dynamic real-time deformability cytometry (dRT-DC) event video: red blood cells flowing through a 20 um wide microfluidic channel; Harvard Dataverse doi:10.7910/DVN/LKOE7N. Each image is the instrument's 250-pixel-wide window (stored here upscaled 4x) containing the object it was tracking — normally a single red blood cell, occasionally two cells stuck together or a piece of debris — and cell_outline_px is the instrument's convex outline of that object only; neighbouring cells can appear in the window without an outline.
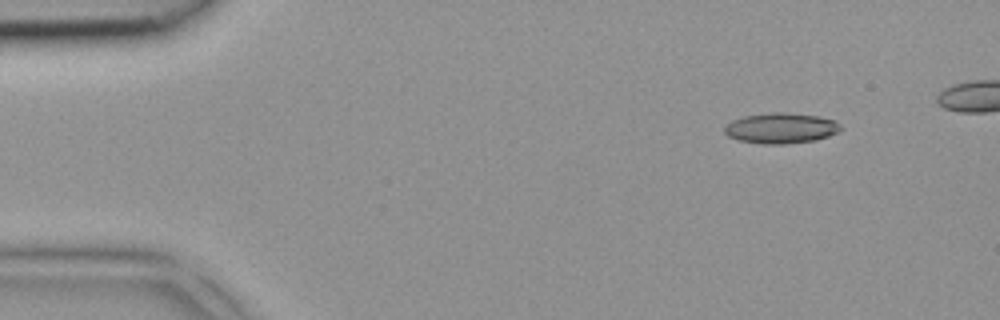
{"species": "common noctule bat (a hibernating species)", "species_latin": "Nyctalus noctula", "temperature_condition": "room temperature", "stored_images_in_passage": 5, "camera_frame_rate_fps": 3000, "um_per_image_px": 0.085, "animal": {"sex": "female", "body_mass_g": 18.4}, "frame": {"image": 1, "passage_image": 2, "time_ms": 0.333, "image_size_px": [1000, 320], "cell_outline_px": [[844, 128], [828, 136], [816, 140], [784, 144], [764, 144], [740, 140], [728, 136], [724, 132], [724, 128], [732, 120], [744, 116], [772, 112], [784, 112], [820, 116], [836, 120]], "centroid_in_image_um": [66.42, 10.88], "position_along_channel_um": 18.6, "area_um2": 20.69}}